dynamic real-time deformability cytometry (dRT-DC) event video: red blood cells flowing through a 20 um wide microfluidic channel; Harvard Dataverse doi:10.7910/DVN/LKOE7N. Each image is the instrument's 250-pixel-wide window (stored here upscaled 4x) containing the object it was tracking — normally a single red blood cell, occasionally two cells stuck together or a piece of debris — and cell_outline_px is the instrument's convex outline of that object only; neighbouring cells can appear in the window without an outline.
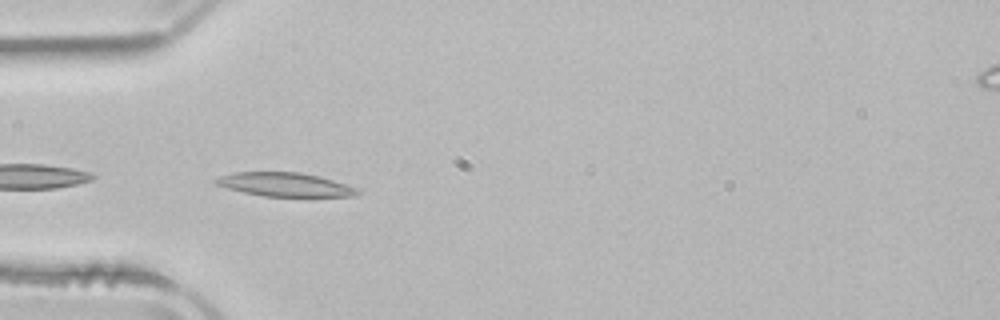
{"species": "common noctule bat (a hibernating species)", "species_latin": "Nyctalus noctula", "temperature_condition": "room temperature", "stored_images_in_passage": 15, "camera_frame_rate_fps": 3000, "um_per_image_px": 0.085, "animal": {"sex": "male", "body_mass_g": 21.5, "forearm_length_mm": 52.0}, "frame": {"image": 1, "passage_image": 1, "time_ms": 0.0, "image_size_px": [1000, 320], "cell_outline_px": [[360, 192], [356, 196], [264, 196], [244, 192], [228, 188], [216, 184], [212, 180], [216, 176], [232, 172], [300, 172], [320, 176], [360, 188]], "centroid_in_image_um": [24.22, 15.67], "position_along_channel_um": 60.8, "area_um2": 19.77}}
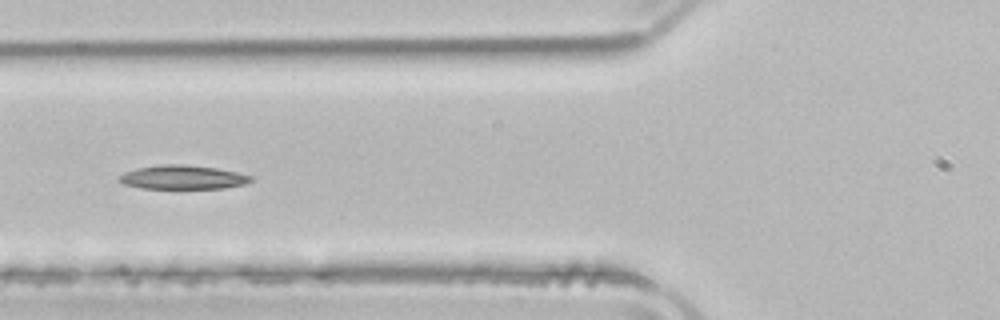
{"frame": {"image": 2, "passage_image": 5, "time_ms": 1.333, "image_size_px": [1000, 320], "cell_outline_px": [[252, 180], [244, 184], [224, 188], [144, 188], [124, 184], [116, 180], [124, 172], [136, 168], [164, 164], [184, 164], [216, 168], [236, 172], [252, 176]], "centroid_in_image_um": [15.51, 15.06], "position_along_channel_um": 110.3, "area_um2": 18.21}}
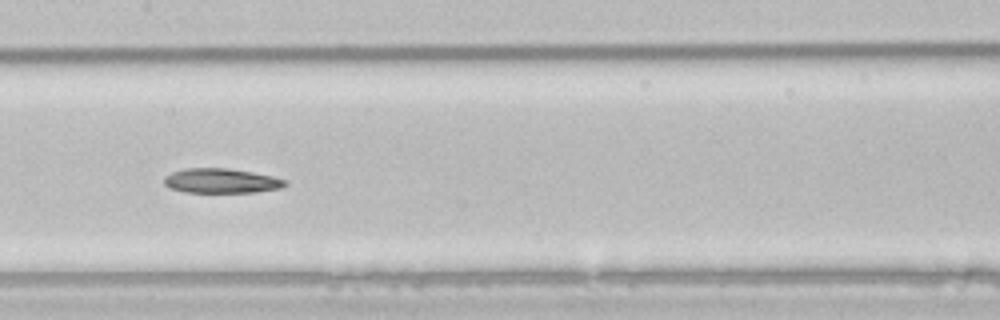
{"frame": {"image": 3, "passage_image": 11, "time_ms": 3.333, "image_size_px": [1000, 320], "cell_outline_px": [[288, 184], [280, 188], [256, 192], [184, 192], [168, 188], [164, 184], [164, 176], [172, 172], [184, 168], [228, 168], [252, 172], [272, 176], [288, 180]], "centroid_in_image_um": [18.79, 15.37], "position_along_channel_um": 188.6, "area_um2": 17.51}}